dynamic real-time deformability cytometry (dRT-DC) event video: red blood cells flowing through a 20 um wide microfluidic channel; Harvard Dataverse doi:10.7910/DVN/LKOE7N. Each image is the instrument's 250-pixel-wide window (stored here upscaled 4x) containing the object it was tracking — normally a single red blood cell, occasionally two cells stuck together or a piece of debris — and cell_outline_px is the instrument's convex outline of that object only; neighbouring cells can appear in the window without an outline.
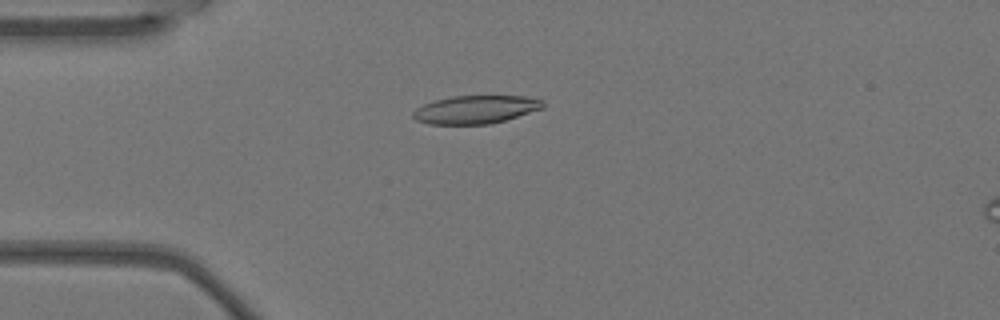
{"species": "Egyptian fruit bat (a non-hibernating species)", "species_latin": "Rousettus aegyptiacus", "temperature_condition": "warm", "stored_images_in_passage": 3, "camera_frame_rate_fps": 3000, "um_per_image_px": 0.085, "animal": {"sex": "female"}, "frame": {"image": 1, "passage_image": 2, "time_ms": 0.333, "image_size_px": [1000, 320], "cell_outline_px": [[544, 108], [492, 124], [428, 124], [416, 120], [412, 116], [412, 112], [416, 108], [424, 104], [436, 100], [452, 96], [524, 96], [544, 100]], "centroid_in_image_um": [40.44, 9.31], "position_along_channel_um": 44.6, "area_um2": 21.33}}